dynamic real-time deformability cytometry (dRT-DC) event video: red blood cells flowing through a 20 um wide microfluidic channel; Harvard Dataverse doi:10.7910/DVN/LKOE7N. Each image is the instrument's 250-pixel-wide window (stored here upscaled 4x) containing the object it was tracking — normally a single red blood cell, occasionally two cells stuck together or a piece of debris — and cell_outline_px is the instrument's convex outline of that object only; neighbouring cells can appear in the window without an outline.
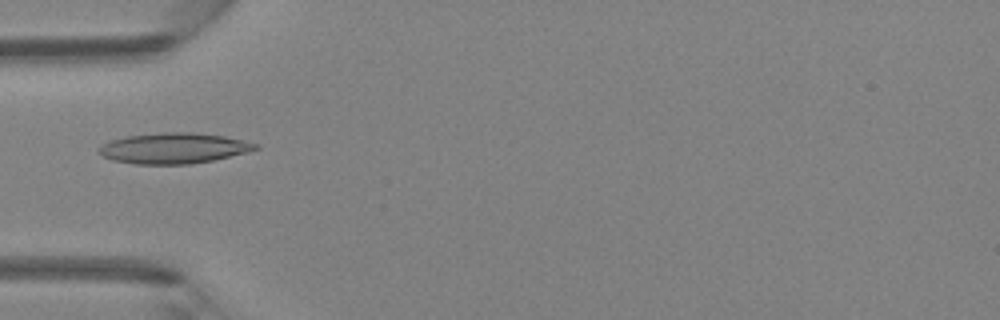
{"species": "Egyptian fruit bat (a non-hibernating species)", "species_latin": "Rousettus aegyptiacus", "temperature_condition": "room temperature", "stored_images_in_passage": 4, "camera_frame_rate_fps": 3000, "um_per_image_px": 0.085, "animal": {"sex": "female"}, "frame": {"image": 1, "passage_image": 4, "time_ms": 3.333, "image_size_px": [1000, 320], "cell_outline_px": [[260, 148], [248, 152], [212, 160], [192, 164], [136, 164], [112, 160], [104, 156], [100, 152], [100, 144], [112, 140], [128, 136], [164, 132], [188, 132], [224, 136], [260, 144]], "centroid_in_image_um": [14.8, 12.6], "position_along_channel_um": 70.2, "area_um2": 27.74}}